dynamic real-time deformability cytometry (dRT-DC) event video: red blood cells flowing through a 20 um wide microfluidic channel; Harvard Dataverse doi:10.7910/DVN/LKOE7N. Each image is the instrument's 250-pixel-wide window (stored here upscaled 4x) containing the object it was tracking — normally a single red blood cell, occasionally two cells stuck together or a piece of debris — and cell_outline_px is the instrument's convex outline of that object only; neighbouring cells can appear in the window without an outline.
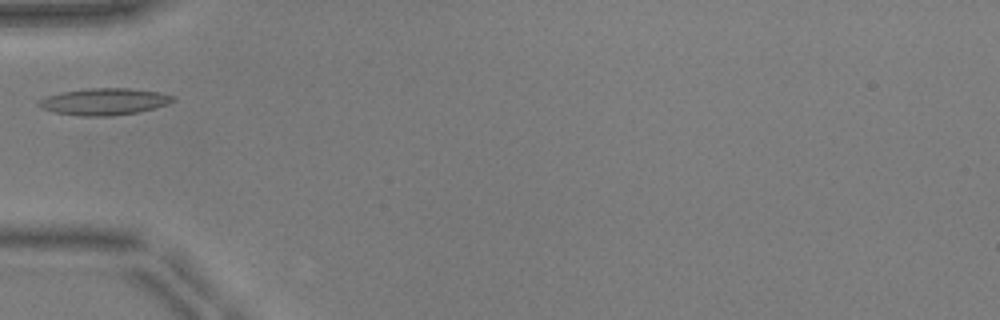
{"species": "common noctule bat (a hibernating species)", "species_latin": "Nyctalus noctula", "temperature_condition": "warm", "stored_images_in_passage": 10, "camera_frame_rate_fps": 3000, "um_per_image_px": 0.085, "animal": {"sex": "male", "body_mass_g": 17.9, "forearm_length_mm": 54.2}, "frame": {"image": 1, "passage_image": 1, "time_ms": 0.0, "image_size_px": [1000, 320], "cell_outline_px": [[176, 100], [168, 104], [156, 108], [136, 112], [112, 116], [80, 116], [56, 112], [40, 108], [36, 104], [40, 100], [48, 96], [60, 92], [88, 88], [128, 88], [160, 92], [176, 96]], "centroid_in_image_um": [8.89, 8.63], "position_along_channel_um": 76.1, "area_um2": 21.04}}
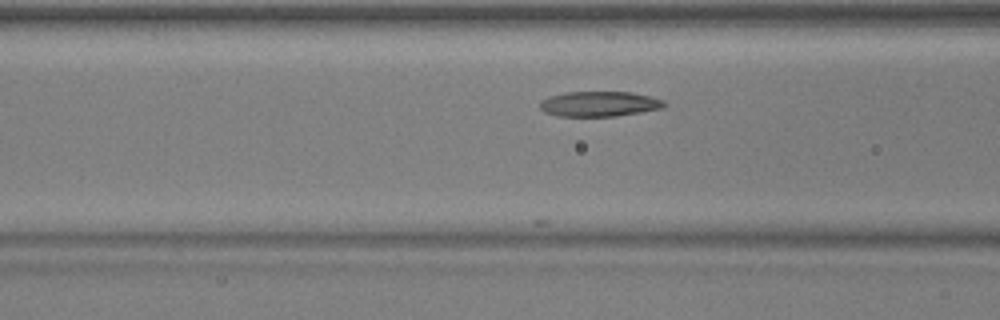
{"frame": {"image": 2, "passage_image": 4, "time_ms": 1.0, "image_size_px": [1000, 320], "cell_outline_px": [[668, 104], [664, 108], [616, 116], [556, 116], [544, 112], [540, 108], [540, 100], [548, 96], [568, 92], [632, 92], [664, 100]], "centroid_in_image_um": [50.94, 8.83], "position_along_channel_um": 115.7, "area_um2": 18.32}}
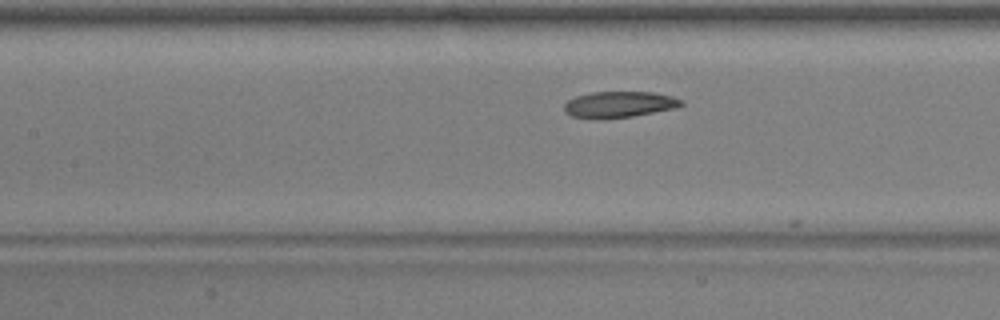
{"frame": {"image": 3, "passage_image": 7, "time_ms": 2.0, "image_size_px": [1000, 320], "cell_outline_px": [[684, 104], [676, 108], [632, 116], [604, 120], [592, 120], [572, 116], [564, 112], [564, 104], [568, 100], [576, 96], [592, 92], [656, 92], [672, 96], [680, 100]], "centroid_in_image_um": [52.58, 8.9], "position_along_channel_um": 154.8, "area_um2": 18.15}}